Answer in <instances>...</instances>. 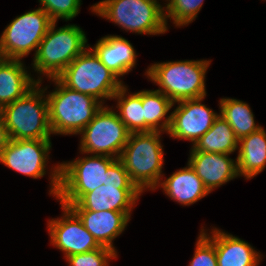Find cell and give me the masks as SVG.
<instances>
[{"label":"cell","instance_id":"1","mask_svg":"<svg viewBox=\"0 0 266 266\" xmlns=\"http://www.w3.org/2000/svg\"><path fill=\"white\" fill-rule=\"evenodd\" d=\"M115 160L104 155H86L52 166L49 195L69 207L84 194L104 185L105 173Z\"/></svg>","mask_w":266,"mask_h":266},{"label":"cell","instance_id":"2","mask_svg":"<svg viewBox=\"0 0 266 266\" xmlns=\"http://www.w3.org/2000/svg\"><path fill=\"white\" fill-rule=\"evenodd\" d=\"M161 135L162 132L158 131L130 133L119 157L130 180L141 193L154 191L164 178Z\"/></svg>","mask_w":266,"mask_h":266},{"label":"cell","instance_id":"3","mask_svg":"<svg viewBox=\"0 0 266 266\" xmlns=\"http://www.w3.org/2000/svg\"><path fill=\"white\" fill-rule=\"evenodd\" d=\"M57 22H52L37 52L33 57L32 68L39 74L36 79L42 82V76H57L88 46L85 32L76 24H68L56 29ZM42 75V76H41Z\"/></svg>","mask_w":266,"mask_h":266},{"label":"cell","instance_id":"4","mask_svg":"<svg viewBox=\"0 0 266 266\" xmlns=\"http://www.w3.org/2000/svg\"><path fill=\"white\" fill-rule=\"evenodd\" d=\"M211 60H178L156 62L145 72L147 78L159 85L156 89L176 102L206 96L205 77Z\"/></svg>","mask_w":266,"mask_h":266},{"label":"cell","instance_id":"5","mask_svg":"<svg viewBox=\"0 0 266 266\" xmlns=\"http://www.w3.org/2000/svg\"><path fill=\"white\" fill-rule=\"evenodd\" d=\"M42 82L24 97L0 109L10 139L50 140L52 130L49 123L48 103Z\"/></svg>","mask_w":266,"mask_h":266},{"label":"cell","instance_id":"6","mask_svg":"<svg viewBox=\"0 0 266 266\" xmlns=\"http://www.w3.org/2000/svg\"><path fill=\"white\" fill-rule=\"evenodd\" d=\"M49 80L56 86L46 94L52 134L78 135L103 104L93 96L67 88L57 78Z\"/></svg>","mask_w":266,"mask_h":266},{"label":"cell","instance_id":"7","mask_svg":"<svg viewBox=\"0 0 266 266\" xmlns=\"http://www.w3.org/2000/svg\"><path fill=\"white\" fill-rule=\"evenodd\" d=\"M67 88L93 96L105 104L124 85L116 74L108 69L88 46L58 76Z\"/></svg>","mask_w":266,"mask_h":266},{"label":"cell","instance_id":"8","mask_svg":"<svg viewBox=\"0 0 266 266\" xmlns=\"http://www.w3.org/2000/svg\"><path fill=\"white\" fill-rule=\"evenodd\" d=\"M90 9L127 32L159 35L168 31L164 7L157 0H102Z\"/></svg>","mask_w":266,"mask_h":266},{"label":"cell","instance_id":"9","mask_svg":"<svg viewBox=\"0 0 266 266\" xmlns=\"http://www.w3.org/2000/svg\"><path fill=\"white\" fill-rule=\"evenodd\" d=\"M103 105L92 121L78 134L81 154L104 155L119 159L130 132L114 109Z\"/></svg>","mask_w":266,"mask_h":266},{"label":"cell","instance_id":"10","mask_svg":"<svg viewBox=\"0 0 266 266\" xmlns=\"http://www.w3.org/2000/svg\"><path fill=\"white\" fill-rule=\"evenodd\" d=\"M53 21L42 8L27 11L13 19L0 36V46L4 58L19 59L37 52Z\"/></svg>","mask_w":266,"mask_h":266},{"label":"cell","instance_id":"11","mask_svg":"<svg viewBox=\"0 0 266 266\" xmlns=\"http://www.w3.org/2000/svg\"><path fill=\"white\" fill-rule=\"evenodd\" d=\"M60 205L62 217L50 219L47 223L50 244L62 251L64 258L101 248L78 215L70 207Z\"/></svg>","mask_w":266,"mask_h":266},{"label":"cell","instance_id":"12","mask_svg":"<svg viewBox=\"0 0 266 266\" xmlns=\"http://www.w3.org/2000/svg\"><path fill=\"white\" fill-rule=\"evenodd\" d=\"M51 140H13L1 151L0 163L33 179L46 174Z\"/></svg>","mask_w":266,"mask_h":266},{"label":"cell","instance_id":"13","mask_svg":"<svg viewBox=\"0 0 266 266\" xmlns=\"http://www.w3.org/2000/svg\"><path fill=\"white\" fill-rule=\"evenodd\" d=\"M205 97L176 102L167 133L170 137L188 140L193 146L212 127L219 114L202 104Z\"/></svg>","mask_w":266,"mask_h":266},{"label":"cell","instance_id":"14","mask_svg":"<svg viewBox=\"0 0 266 266\" xmlns=\"http://www.w3.org/2000/svg\"><path fill=\"white\" fill-rule=\"evenodd\" d=\"M201 232L215 245L218 266H258L262 256L247 241L212 227ZM211 234V235H210Z\"/></svg>","mask_w":266,"mask_h":266},{"label":"cell","instance_id":"15","mask_svg":"<svg viewBox=\"0 0 266 266\" xmlns=\"http://www.w3.org/2000/svg\"><path fill=\"white\" fill-rule=\"evenodd\" d=\"M228 154L190 152L188 164L211 193L215 188L239 177L237 160Z\"/></svg>","mask_w":266,"mask_h":266},{"label":"cell","instance_id":"16","mask_svg":"<svg viewBox=\"0 0 266 266\" xmlns=\"http://www.w3.org/2000/svg\"><path fill=\"white\" fill-rule=\"evenodd\" d=\"M82 220L85 228L104 247L116 251L113 241L122 234L131 218V212L87 211L83 208H71Z\"/></svg>","mask_w":266,"mask_h":266},{"label":"cell","instance_id":"17","mask_svg":"<svg viewBox=\"0 0 266 266\" xmlns=\"http://www.w3.org/2000/svg\"><path fill=\"white\" fill-rule=\"evenodd\" d=\"M138 189H118V186L101 185L94 191L84 194L70 208H83L87 211L132 212L141 196Z\"/></svg>","mask_w":266,"mask_h":266},{"label":"cell","instance_id":"18","mask_svg":"<svg viewBox=\"0 0 266 266\" xmlns=\"http://www.w3.org/2000/svg\"><path fill=\"white\" fill-rule=\"evenodd\" d=\"M100 61L119 78L136 66L137 54L133 45L119 35H106L90 47Z\"/></svg>","mask_w":266,"mask_h":266},{"label":"cell","instance_id":"19","mask_svg":"<svg viewBox=\"0 0 266 266\" xmlns=\"http://www.w3.org/2000/svg\"><path fill=\"white\" fill-rule=\"evenodd\" d=\"M159 187L170 199L183 206L192 205L210 193L188 163L167 179L162 178L156 189Z\"/></svg>","mask_w":266,"mask_h":266},{"label":"cell","instance_id":"20","mask_svg":"<svg viewBox=\"0 0 266 266\" xmlns=\"http://www.w3.org/2000/svg\"><path fill=\"white\" fill-rule=\"evenodd\" d=\"M24 65L19 59L4 58L0 62V109L24 97L38 84Z\"/></svg>","mask_w":266,"mask_h":266},{"label":"cell","instance_id":"21","mask_svg":"<svg viewBox=\"0 0 266 266\" xmlns=\"http://www.w3.org/2000/svg\"><path fill=\"white\" fill-rule=\"evenodd\" d=\"M237 170L245 179H253L266 168V131L263 127L238 142Z\"/></svg>","mask_w":266,"mask_h":266},{"label":"cell","instance_id":"22","mask_svg":"<svg viewBox=\"0 0 266 266\" xmlns=\"http://www.w3.org/2000/svg\"><path fill=\"white\" fill-rule=\"evenodd\" d=\"M142 105L144 132L158 131L167 134L171 125L170 110L175 104L158 90H142Z\"/></svg>","mask_w":266,"mask_h":266},{"label":"cell","instance_id":"23","mask_svg":"<svg viewBox=\"0 0 266 266\" xmlns=\"http://www.w3.org/2000/svg\"><path fill=\"white\" fill-rule=\"evenodd\" d=\"M238 142L231 126L219 115L212 127L191 147L190 152L230 155L238 150Z\"/></svg>","mask_w":266,"mask_h":266},{"label":"cell","instance_id":"24","mask_svg":"<svg viewBox=\"0 0 266 266\" xmlns=\"http://www.w3.org/2000/svg\"><path fill=\"white\" fill-rule=\"evenodd\" d=\"M219 102V115L231 126L238 139L262 127L255 123L254 114L246 102L234 98H221Z\"/></svg>","mask_w":266,"mask_h":266},{"label":"cell","instance_id":"25","mask_svg":"<svg viewBox=\"0 0 266 266\" xmlns=\"http://www.w3.org/2000/svg\"><path fill=\"white\" fill-rule=\"evenodd\" d=\"M127 90L128 87L123 85L112 97L111 100L117 101V111L114 110L130 133L144 132L142 90L132 94Z\"/></svg>","mask_w":266,"mask_h":266},{"label":"cell","instance_id":"26","mask_svg":"<svg viewBox=\"0 0 266 266\" xmlns=\"http://www.w3.org/2000/svg\"><path fill=\"white\" fill-rule=\"evenodd\" d=\"M204 0H167L164 6L165 22L172 20L175 27L192 23L200 12Z\"/></svg>","mask_w":266,"mask_h":266},{"label":"cell","instance_id":"27","mask_svg":"<svg viewBox=\"0 0 266 266\" xmlns=\"http://www.w3.org/2000/svg\"><path fill=\"white\" fill-rule=\"evenodd\" d=\"M81 2V0H39V5L53 22H57L59 19L69 21L75 18L80 13Z\"/></svg>","mask_w":266,"mask_h":266},{"label":"cell","instance_id":"28","mask_svg":"<svg viewBox=\"0 0 266 266\" xmlns=\"http://www.w3.org/2000/svg\"><path fill=\"white\" fill-rule=\"evenodd\" d=\"M117 256L115 251L102 246L89 252L68 256L65 261L69 266H109V261Z\"/></svg>","mask_w":266,"mask_h":266},{"label":"cell","instance_id":"29","mask_svg":"<svg viewBox=\"0 0 266 266\" xmlns=\"http://www.w3.org/2000/svg\"><path fill=\"white\" fill-rule=\"evenodd\" d=\"M188 266H218L215 245L200 231Z\"/></svg>","mask_w":266,"mask_h":266},{"label":"cell","instance_id":"30","mask_svg":"<svg viewBox=\"0 0 266 266\" xmlns=\"http://www.w3.org/2000/svg\"><path fill=\"white\" fill-rule=\"evenodd\" d=\"M104 185L118 186V189H138L130 180L128 172L119 159L108 167Z\"/></svg>","mask_w":266,"mask_h":266},{"label":"cell","instance_id":"31","mask_svg":"<svg viewBox=\"0 0 266 266\" xmlns=\"http://www.w3.org/2000/svg\"><path fill=\"white\" fill-rule=\"evenodd\" d=\"M10 140L8 130L6 129V125L4 124L3 118L0 114V154Z\"/></svg>","mask_w":266,"mask_h":266},{"label":"cell","instance_id":"32","mask_svg":"<svg viewBox=\"0 0 266 266\" xmlns=\"http://www.w3.org/2000/svg\"><path fill=\"white\" fill-rule=\"evenodd\" d=\"M4 59V56H3V53H2V50H1V46H0V62Z\"/></svg>","mask_w":266,"mask_h":266}]
</instances>
